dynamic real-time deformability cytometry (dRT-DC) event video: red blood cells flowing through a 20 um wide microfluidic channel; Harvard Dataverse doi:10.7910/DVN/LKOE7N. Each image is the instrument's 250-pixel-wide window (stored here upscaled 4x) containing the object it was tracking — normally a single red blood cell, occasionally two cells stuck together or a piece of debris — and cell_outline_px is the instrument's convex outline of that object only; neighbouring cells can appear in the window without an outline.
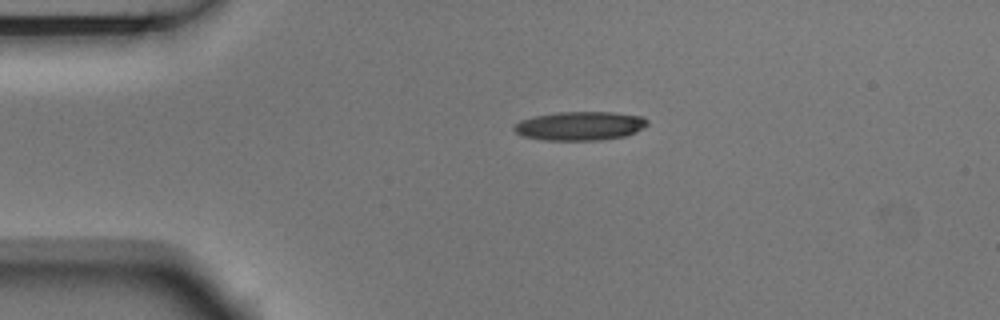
{"species": "Egyptian fruit bat (a non-hibernating species)", "species_latin": "Rousettus aegyptiacus", "temperature_condition": "room temperature", "stored_images_in_passage": 2, "camera_frame_rate_fps": 3000, "um_per_image_px": 0.085, "animal": {"sex": "male"}, "frame": {"image": 1, "passage_image": 1, "time_ms": 0.0, "image_size_px": [1000, 320], "cell_outline_px": [[648, 124], [644, 128], [636, 132], [624, 136], [600, 140], [544, 140], [524, 136], [516, 132], [512, 128], [520, 120], [536, 116], [560, 112], [616, 112], [644, 116], [648, 120]], "centroid_in_image_um": [49.35, 10.7], "position_along_channel_um": 35.6, "area_um2": 22.43}}